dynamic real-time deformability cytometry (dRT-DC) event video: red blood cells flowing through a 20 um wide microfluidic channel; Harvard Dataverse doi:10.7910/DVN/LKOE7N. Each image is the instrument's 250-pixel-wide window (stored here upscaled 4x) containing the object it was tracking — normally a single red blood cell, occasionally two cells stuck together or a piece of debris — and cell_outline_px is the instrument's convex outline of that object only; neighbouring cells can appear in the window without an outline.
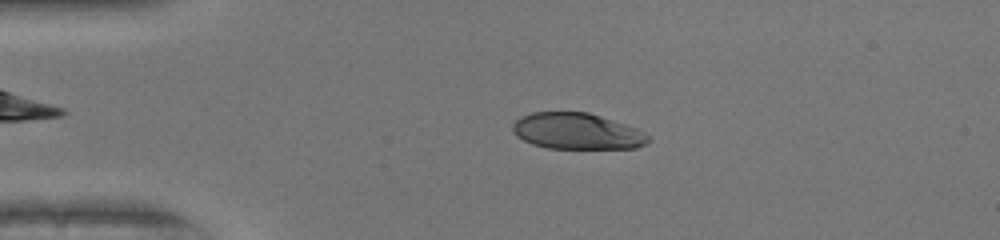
{"species": "human", "species_latin": "Homo sapiens", "temperature_condition": "warm", "stored_images_in_passage": 49, "camera_frame_rate_fps": 3000, "um_per_image_px": 0.085, "donor": {"sex": "female"}, "frame": {"image": 1, "passage_image": 10, "time_ms": 3.0, "image_size_px": [1000, 240], "cell_outline_px": [[648, 140], [644, 144], [636, 148], [548, 148], [532, 144], [516, 136], [512, 132], [512, 124], [520, 116], [532, 112], [588, 112], [636, 128], [644, 132], [648, 136]], "centroid_in_image_um": [48.99, 11.15], "position_along_channel_um": 36.0, "area_um2": 28.44}}
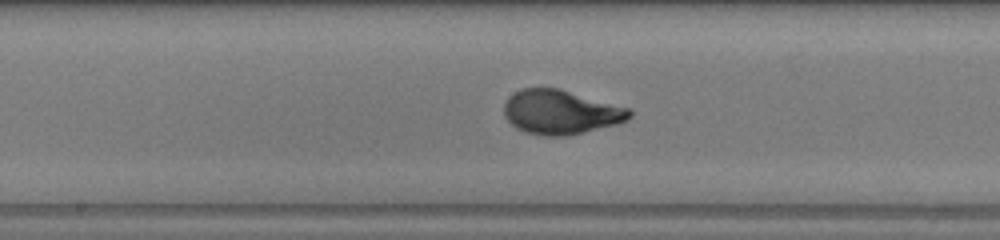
{"frame": {"image": 2, "passage_image": 25, "time_ms": 8.0, "image_size_px": [1000, 240], "cell_outline_px": [[632, 116], [628, 120], [616, 124], [568, 136], [544, 136], [524, 132], [516, 128], [504, 116], [504, 104], [516, 92], [524, 88], [560, 88], [632, 108]], "centroid_in_image_um": [47.71, 9.53], "position_along_channel_um": 200.5, "area_um2": 32.54}}
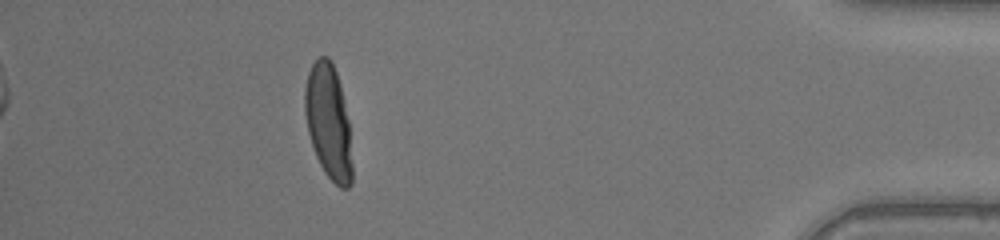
{"frame": {"image": 3, "passage_image": 44, "time_ms": 14.333, "image_size_px": [1000, 240], "cell_outline_px": [[352, 184], [348, 188], [340, 188], [324, 172], [316, 156], [308, 132], [304, 112], [304, 88], [308, 72], [312, 64], [320, 56], [328, 56], [332, 60], [340, 84], [348, 120], [352, 164]], "centroid_in_image_um": [27.91, 10.34], "position_along_channel_um": 407.3, "area_um2": 31.56}, "authors_computed_cell_mechanics": {"area_um2": 31.0386, "velocity_mm_per_s": 4.1185, "shape_relaxation_time_tau1_ms": 3.2506, "shape_relaxation_time_tau2_ms": null, "deformation_change_tau1": 0.2227, "deformation_change_tau2": null}}